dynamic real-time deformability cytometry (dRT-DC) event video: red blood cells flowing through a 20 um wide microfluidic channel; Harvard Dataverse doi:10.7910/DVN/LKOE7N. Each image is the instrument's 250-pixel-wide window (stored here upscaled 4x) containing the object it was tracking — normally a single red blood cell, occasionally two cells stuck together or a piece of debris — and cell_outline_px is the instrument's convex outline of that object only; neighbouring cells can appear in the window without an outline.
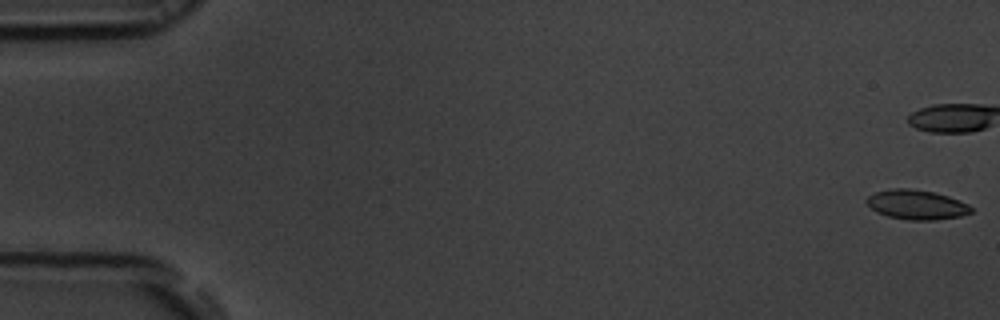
{"species": "common noctule bat (a hibernating species)", "species_latin": "Nyctalus noctula", "temperature_condition": "room temperature", "stored_images_in_passage": 43, "camera_frame_rate_fps": 3000, "um_per_image_px": 0.085, "animal": {"sex": "male", "body_mass_g": 19.5, "forearm_length_mm": 54.6}, "frame": {"image": 1, "passage_image": 1, "time_ms": 0.0, "image_size_px": [1000, 320], "cell_outline_px": [[972, 212], [960, 216], [936, 220], [908, 220], [888, 216], [876, 212], [864, 200], [868, 196], [876, 192], [892, 188], [908, 188], [932, 192], [948, 196], [968, 204], [972, 208]], "centroid_in_image_um": [77.89, 17.4], "position_along_channel_um": 7.1, "area_um2": 17.92}}